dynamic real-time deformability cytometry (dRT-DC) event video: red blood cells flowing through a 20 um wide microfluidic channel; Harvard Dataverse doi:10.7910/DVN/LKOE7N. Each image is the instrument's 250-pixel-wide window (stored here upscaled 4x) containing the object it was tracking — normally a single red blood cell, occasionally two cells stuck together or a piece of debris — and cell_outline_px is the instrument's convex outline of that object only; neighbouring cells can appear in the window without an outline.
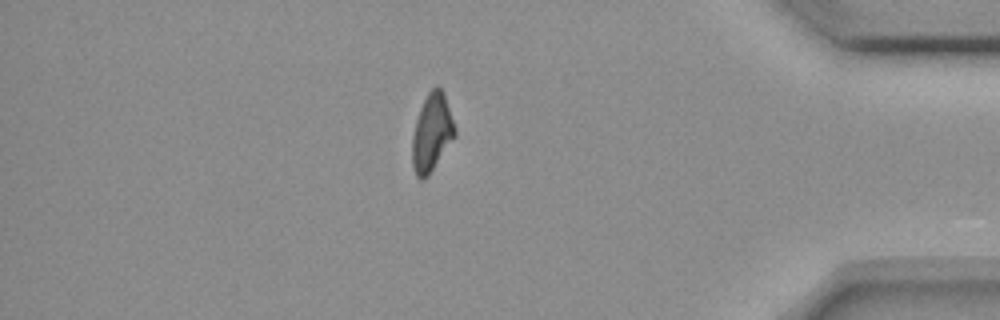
{"species": "common noctule bat (a hibernating species)", "species_latin": "Nyctalus noctula", "temperature_condition": "room temperature", "stored_images_in_passage": 15, "camera_frame_rate_fps": 3000, "um_per_image_px": 0.085, "animal": {"sex": "female", "body_mass_g": 18.4}, "frame": {"image": 1, "passage_image": 15, "time_ms": 18.667, "image_size_px": [1000, 320], "cell_outline_px": [[456, 136], [428, 176], [424, 180], [420, 180], [416, 176], [412, 164], [412, 136], [416, 120], [420, 108], [428, 92], [436, 84], [444, 92], [456, 128]], "centroid_in_image_um": [36.71, 11.28], "position_along_channel_um": 398.5, "area_um2": 19.48}}